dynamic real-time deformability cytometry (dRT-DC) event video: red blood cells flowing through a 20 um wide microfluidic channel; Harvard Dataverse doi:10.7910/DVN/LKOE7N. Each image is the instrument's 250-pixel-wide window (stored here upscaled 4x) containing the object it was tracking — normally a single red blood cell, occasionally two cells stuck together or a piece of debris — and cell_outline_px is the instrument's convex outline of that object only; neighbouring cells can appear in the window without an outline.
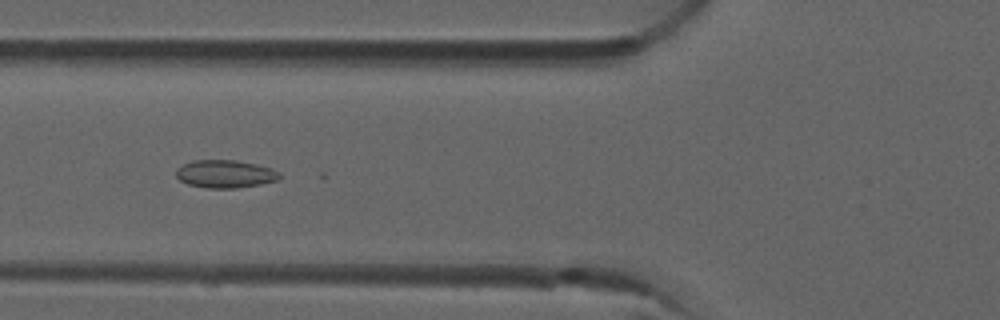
{"species": "common noctule bat (a hibernating species)", "species_latin": "Nyctalus noctula", "temperature_condition": "room temperature", "stored_images_in_passage": 9, "camera_frame_rate_fps": 3000, "um_per_image_px": 0.085, "animal": {"sex": "male", "forearm_length_mm": 52.5}, "frame": {"image": 1, "passage_image": 6, "time_ms": 1.667, "image_size_px": [1000, 320], "cell_outline_px": [[280, 176], [276, 180], [260, 184], [236, 188], [208, 188], [188, 184], [180, 180], [176, 176], [176, 168], [192, 160], [236, 160], [256, 164], [272, 168], [280, 172]], "centroid_in_image_um": [19.13, 14.78], "position_along_channel_um": 106.7, "area_um2": 16.76}}